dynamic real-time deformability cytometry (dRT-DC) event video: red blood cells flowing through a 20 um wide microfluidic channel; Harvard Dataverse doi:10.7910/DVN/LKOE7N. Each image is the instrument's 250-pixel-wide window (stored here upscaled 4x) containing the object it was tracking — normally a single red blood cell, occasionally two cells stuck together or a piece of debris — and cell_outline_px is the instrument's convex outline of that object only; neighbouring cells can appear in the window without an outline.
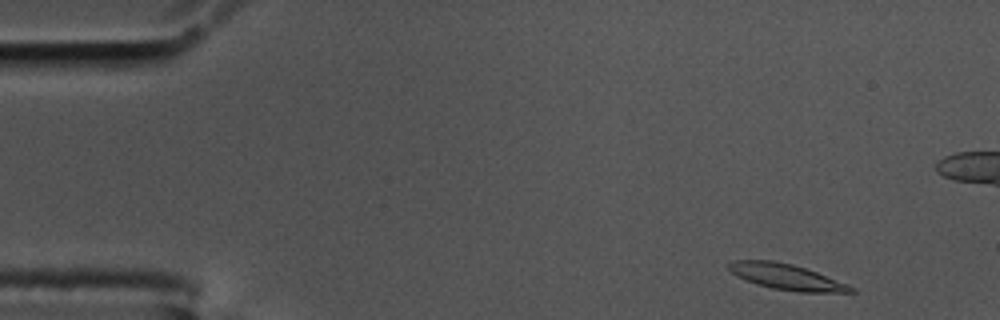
{"species": "common noctule bat (a hibernating species)", "species_latin": "Nyctalus noctula", "temperature_condition": "cold", "stored_images_in_passage": 57, "camera_frame_rate_fps": 3000, "um_per_image_px": 0.085, "animal": {"sex": "male", "body_mass_g": 17.5, "forearm_length_mm": 52.3}, "frame": {"image": 1, "passage_image": 3, "time_ms": 0.667, "image_size_px": [1000, 320], "cell_outline_px": [[856, 292], [800, 292], [772, 288], [756, 284], [736, 276], [728, 268], [728, 264], [732, 260], [772, 260], [792, 264], [816, 272], [856, 288]], "centroid_in_image_um": [66.81, 23.53], "position_along_channel_um": 18.2, "area_um2": 18.09}}
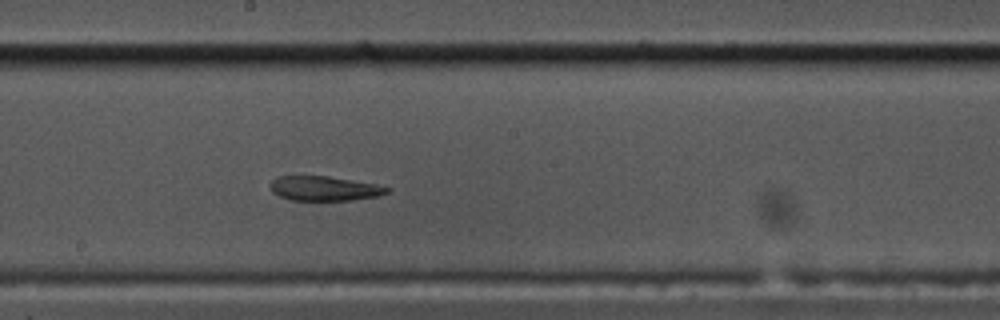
{"frame": {"image": 2, "passage_image": 29, "time_ms": 9.333, "image_size_px": [1000, 320], "cell_outline_px": [[392, 188], [388, 192], [376, 196], [352, 200], [292, 200], [280, 196], [272, 192], [272, 180], [276, 176], [328, 176], [376, 184]], "centroid_in_image_um": [27.58, 16.01], "position_along_channel_um": 220.6, "area_um2": 16.53}}
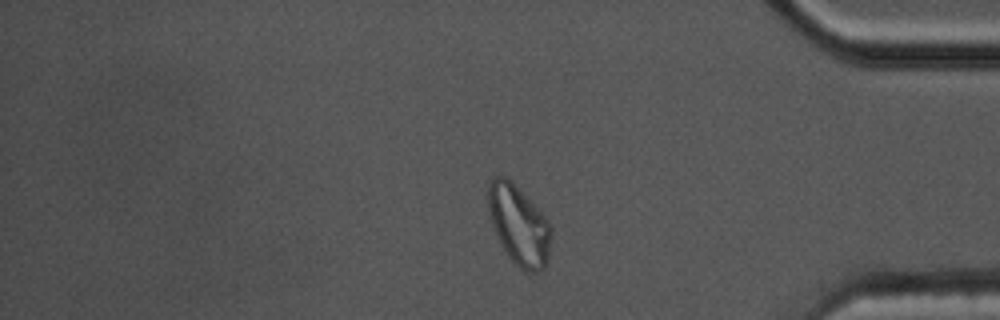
{"frame": {"image": 3, "passage_image": 46, "time_ms": 15.0, "image_size_px": [1000, 320], "cell_outline_px": [[552, 232], [548, 260], [544, 268], [540, 272], [528, 272], [520, 268], [508, 256], [492, 224], [488, 208], [488, 184], [496, 176], [508, 176], [512, 180], [548, 220], [552, 228]], "centroid_in_image_um": [44.13, 19.12], "position_along_channel_um": 391.1, "area_um2": 29.13}, "authors_computed_cell_mechanics": {"area_um2": 18.5538, "velocity_mm_per_s": 3.4298, "shape_relaxation_time_tau1_ms": null, "shape_relaxation_time_tau2_ms": 3.8913, "deformation_change_tau1": null, "deformation_change_tau2": 0.1156}}